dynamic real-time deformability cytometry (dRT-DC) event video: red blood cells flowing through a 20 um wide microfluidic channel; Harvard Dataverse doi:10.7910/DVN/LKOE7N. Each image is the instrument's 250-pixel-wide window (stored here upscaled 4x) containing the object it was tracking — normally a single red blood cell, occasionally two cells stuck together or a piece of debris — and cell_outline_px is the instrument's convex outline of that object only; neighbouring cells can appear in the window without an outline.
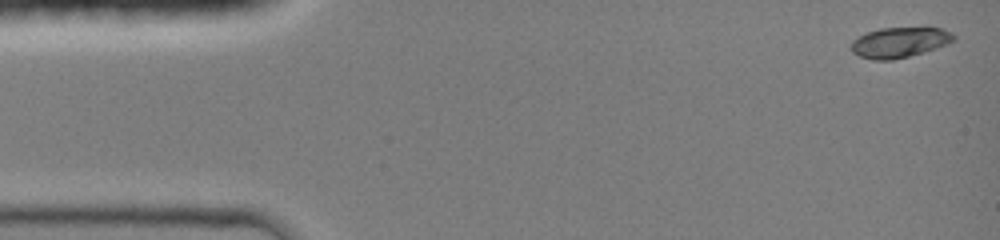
{"species": "common noctule bat (a hibernating species)", "species_latin": "Nyctalus noctula", "temperature_condition": "room temperature", "stored_images_in_passage": 10, "camera_frame_rate_fps": 3000, "um_per_image_px": 0.085, "animal": {"sex": "female", "body_mass_g": 19.0, "forearm_length_mm": 51.5}, "frame": {"image": 1, "passage_image": 1, "time_ms": 0.0, "image_size_px": [1000, 240], "cell_outline_px": [[956, 40], [948, 44], [936, 48], [908, 56], [892, 60], [872, 60], [860, 56], [852, 52], [852, 40], [868, 32], [880, 28], [940, 28], [952, 32], [956, 36]], "centroid_in_image_um": [76.49, 3.6], "position_along_channel_um": 8.5, "area_um2": 17.98}}
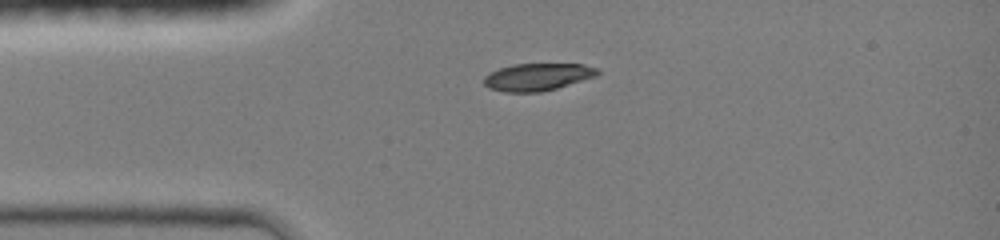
{"frame": {"image": 2, "passage_image": 6, "time_ms": 3.0, "image_size_px": [1000, 240], "cell_outline_px": [[600, 72], [596, 76], [556, 88], [540, 92], [504, 92], [488, 88], [484, 84], [484, 76], [500, 68], [512, 64], [584, 64], [600, 68]], "centroid_in_image_um": [45.7, 6.53], "position_along_channel_um": 39.3, "area_um2": 18.09}}
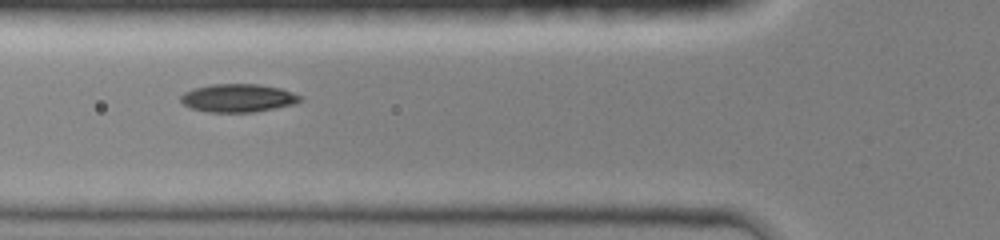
{"frame": {"image": 3, "passage_image": 9, "time_ms": 5.0, "image_size_px": [1000, 240], "cell_outline_px": [[300, 100], [296, 104], [256, 112], [208, 112], [188, 108], [180, 100], [180, 96], [184, 92], [192, 88], [212, 84], [260, 84], [280, 88], [292, 92], [300, 96]], "centroid_in_image_um": [20.2, 8.33], "position_along_channel_um": 105.6, "area_um2": 19.77}}